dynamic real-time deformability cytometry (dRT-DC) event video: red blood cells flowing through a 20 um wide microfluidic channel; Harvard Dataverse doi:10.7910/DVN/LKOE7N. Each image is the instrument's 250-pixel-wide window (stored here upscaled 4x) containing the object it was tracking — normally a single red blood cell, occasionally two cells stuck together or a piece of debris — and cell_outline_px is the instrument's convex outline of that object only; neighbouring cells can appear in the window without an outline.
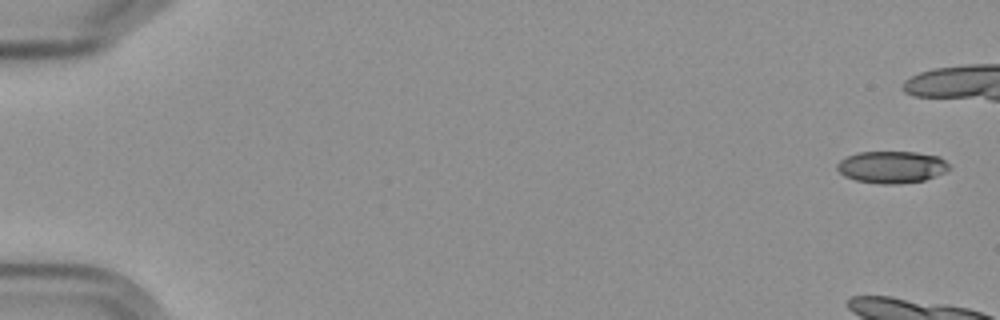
{"species": "Egyptian fruit bat (a non-hibernating species)", "species_latin": "Rousettus aegyptiacus", "temperature_condition": "cold", "stored_images_in_passage": 17, "camera_frame_rate_fps": 3000, "um_per_image_px": 0.085, "frame": {"image": 1, "passage_image": 1, "time_ms": 0.0, "image_size_px": [1000, 320], "cell_outline_px": [[952, 168], [936, 176], [924, 180], [896, 184], [880, 184], [856, 180], [844, 176], [836, 168], [836, 164], [840, 160], [848, 156], [860, 152], [916, 152], [940, 156]], "centroid_in_image_um": [75.81, 14.2], "position_along_channel_um": 9.2, "area_um2": 20.92}, "authors_computed_cell_mechanics": {"area_um2": 19.074, "velocity_mm_per_s": 3.548, "shape_relaxation_time_tau1_ms": 1.6559, "shape_relaxation_time_tau2_ms": 0.9055, "deformation_change_tau1": 0.0866, "deformation_change_tau2": 0.0289}}